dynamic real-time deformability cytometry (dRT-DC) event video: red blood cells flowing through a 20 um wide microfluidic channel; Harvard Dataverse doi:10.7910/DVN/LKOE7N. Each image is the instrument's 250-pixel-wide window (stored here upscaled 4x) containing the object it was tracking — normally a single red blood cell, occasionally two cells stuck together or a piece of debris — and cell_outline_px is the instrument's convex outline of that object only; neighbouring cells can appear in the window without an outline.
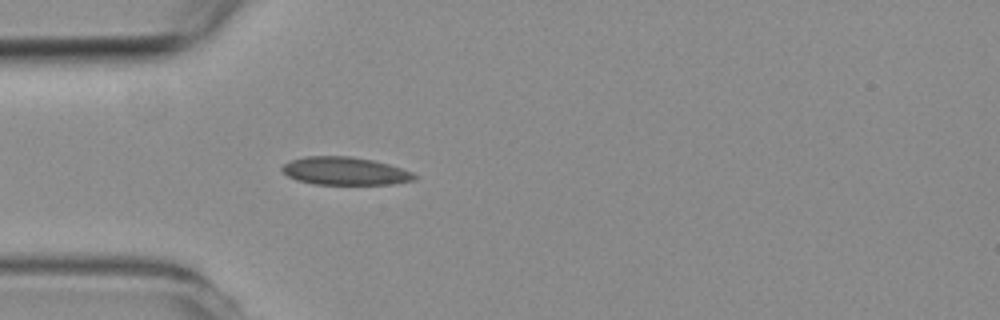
{"species": "common noctule bat (a hibernating species)", "species_latin": "Nyctalus noctula", "temperature_condition": "room temperature", "stored_images_in_passage": 1, "camera_frame_rate_fps": 3000, "um_per_image_px": 0.085, "animal": {"sex": "female", "body_mass_g": 19.3, "forearm_length_mm": 54.1}, "frame": {"image": 1, "passage_image": 1, "time_ms": 0.0, "image_size_px": [1000, 320], "cell_outline_px": [[420, 176], [416, 180], [392, 184], [312, 184], [296, 180], [288, 176], [280, 168], [284, 164], [292, 160], [304, 156], [352, 156], [372, 160], [388, 164], [412, 172]], "centroid_in_image_um": [29.34, 14.54], "position_along_channel_um": 55.7, "area_um2": 21.62}}